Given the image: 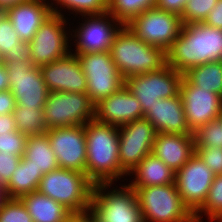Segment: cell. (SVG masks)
I'll return each mask as SVG.
<instances>
[{
  "label": "cell",
  "mask_w": 222,
  "mask_h": 222,
  "mask_svg": "<svg viewBox=\"0 0 222 222\" xmlns=\"http://www.w3.org/2000/svg\"><path fill=\"white\" fill-rule=\"evenodd\" d=\"M157 0H108V13L123 25L145 10L154 8Z\"/></svg>",
  "instance_id": "29"
},
{
  "label": "cell",
  "mask_w": 222,
  "mask_h": 222,
  "mask_svg": "<svg viewBox=\"0 0 222 222\" xmlns=\"http://www.w3.org/2000/svg\"><path fill=\"white\" fill-rule=\"evenodd\" d=\"M204 23L207 26L222 29V0H218L208 17L204 20Z\"/></svg>",
  "instance_id": "42"
},
{
  "label": "cell",
  "mask_w": 222,
  "mask_h": 222,
  "mask_svg": "<svg viewBox=\"0 0 222 222\" xmlns=\"http://www.w3.org/2000/svg\"><path fill=\"white\" fill-rule=\"evenodd\" d=\"M0 222H34L23 202L9 198L0 208Z\"/></svg>",
  "instance_id": "34"
},
{
  "label": "cell",
  "mask_w": 222,
  "mask_h": 222,
  "mask_svg": "<svg viewBox=\"0 0 222 222\" xmlns=\"http://www.w3.org/2000/svg\"><path fill=\"white\" fill-rule=\"evenodd\" d=\"M39 68L49 92L87 93L86 76L72 52Z\"/></svg>",
  "instance_id": "18"
},
{
  "label": "cell",
  "mask_w": 222,
  "mask_h": 222,
  "mask_svg": "<svg viewBox=\"0 0 222 222\" xmlns=\"http://www.w3.org/2000/svg\"><path fill=\"white\" fill-rule=\"evenodd\" d=\"M202 213L212 222L222 216V174L215 175L204 204L193 214L195 222H202Z\"/></svg>",
  "instance_id": "30"
},
{
  "label": "cell",
  "mask_w": 222,
  "mask_h": 222,
  "mask_svg": "<svg viewBox=\"0 0 222 222\" xmlns=\"http://www.w3.org/2000/svg\"><path fill=\"white\" fill-rule=\"evenodd\" d=\"M16 131V124L12 113L0 115V134Z\"/></svg>",
  "instance_id": "43"
},
{
  "label": "cell",
  "mask_w": 222,
  "mask_h": 222,
  "mask_svg": "<svg viewBox=\"0 0 222 222\" xmlns=\"http://www.w3.org/2000/svg\"><path fill=\"white\" fill-rule=\"evenodd\" d=\"M87 18L75 31L73 30L75 34L72 37L76 38V50L73 54L110 51L115 35L123 24L108 12L88 15Z\"/></svg>",
  "instance_id": "17"
},
{
  "label": "cell",
  "mask_w": 222,
  "mask_h": 222,
  "mask_svg": "<svg viewBox=\"0 0 222 222\" xmlns=\"http://www.w3.org/2000/svg\"><path fill=\"white\" fill-rule=\"evenodd\" d=\"M195 147L222 148V111L215 121H211L194 132Z\"/></svg>",
  "instance_id": "31"
},
{
  "label": "cell",
  "mask_w": 222,
  "mask_h": 222,
  "mask_svg": "<svg viewBox=\"0 0 222 222\" xmlns=\"http://www.w3.org/2000/svg\"><path fill=\"white\" fill-rule=\"evenodd\" d=\"M133 173L135 178L128 184L131 188L175 183V172L153 154L147 155L128 175Z\"/></svg>",
  "instance_id": "24"
},
{
  "label": "cell",
  "mask_w": 222,
  "mask_h": 222,
  "mask_svg": "<svg viewBox=\"0 0 222 222\" xmlns=\"http://www.w3.org/2000/svg\"><path fill=\"white\" fill-rule=\"evenodd\" d=\"M66 19L62 15L52 14L40 26L31 47L32 63L40 67L61 59L71 52L68 32L65 30ZM69 48V49H68ZM69 50V51H68Z\"/></svg>",
  "instance_id": "13"
},
{
  "label": "cell",
  "mask_w": 222,
  "mask_h": 222,
  "mask_svg": "<svg viewBox=\"0 0 222 222\" xmlns=\"http://www.w3.org/2000/svg\"><path fill=\"white\" fill-rule=\"evenodd\" d=\"M110 52L124 79L154 72L166 65V52L137 38L126 25L115 35Z\"/></svg>",
  "instance_id": "3"
},
{
  "label": "cell",
  "mask_w": 222,
  "mask_h": 222,
  "mask_svg": "<svg viewBox=\"0 0 222 222\" xmlns=\"http://www.w3.org/2000/svg\"><path fill=\"white\" fill-rule=\"evenodd\" d=\"M21 41L11 21L5 15L0 21V60Z\"/></svg>",
  "instance_id": "36"
},
{
  "label": "cell",
  "mask_w": 222,
  "mask_h": 222,
  "mask_svg": "<svg viewBox=\"0 0 222 222\" xmlns=\"http://www.w3.org/2000/svg\"><path fill=\"white\" fill-rule=\"evenodd\" d=\"M180 96L188 127L194 133L205 124L215 121L222 111V97L215 92L192 85L183 77Z\"/></svg>",
  "instance_id": "16"
},
{
  "label": "cell",
  "mask_w": 222,
  "mask_h": 222,
  "mask_svg": "<svg viewBox=\"0 0 222 222\" xmlns=\"http://www.w3.org/2000/svg\"><path fill=\"white\" fill-rule=\"evenodd\" d=\"M94 106L86 93L49 92L43 108L47 129L85 125L94 119Z\"/></svg>",
  "instance_id": "8"
},
{
  "label": "cell",
  "mask_w": 222,
  "mask_h": 222,
  "mask_svg": "<svg viewBox=\"0 0 222 222\" xmlns=\"http://www.w3.org/2000/svg\"><path fill=\"white\" fill-rule=\"evenodd\" d=\"M144 118L139 100L124 85L118 92L100 100L94 106V119L120 127Z\"/></svg>",
  "instance_id": "19"
},
{
  "label": "cell",
  "mask_w": 222,
  "mask_h": 222,
  "mask_svg": "<svg viewBox=\"0 0 222 222\" xmlns=\"http://www.w3.org/2000/svg\"><path fill=\"white\" fill-rule=\"evenodd\" d=\"M43 175L42 171H38L30 164V160L21 157L17 168L5 185L8 197L20 199L23 195L37 191Z\"/></svg>",
  "instance_id": "26"
},
{
  "label": "cell",
  "mask_w": 222,
  "mask_h": 222,
  "mask_svg": "<svg viewBox=\"0 0 222 222\" xmlns=\"http://www.w3.org/2000/svg\"><path fill=\"white\" fill-rule=\"evenodd\" d=\"M20 200L34 222H71L75 218L64 205L38 191L23 195Z\"/></svg>",
  "instance_id": "23"
},
{
  "label": "cell",
  "mask_w": 222,
  "mask_h": 222,
  "mask_svg": "<svg viewBox=\"0 0 222 222\" xmlns=\"http://www.w3.org/2000/svg\"><path fill=\"white\" fill-rule=\"evenodd\" d=\"M222 60V29L204 22L183 24L180 35L166 51V64L184 74L190 68Z\"/></svg>",
  "instance_id": "1"
},
{
  "label": "cell",
  "mask_w": 222,
  "mask_h": 222,
  "mask_svg": "<svg viewBox=\"0 0 222 222\" xmlns=\"http://www.w3.org/2000/svg\"><path fill=\"white\" fill-rule=\"evenodd\" d=\"M53 3L46 0H29L11 6L5 15L11 21L21 41L30 42L40 26L52 14L62 15V9L53 8Z\"/></svg>",
  "instance_id": "20"
},
{
  "label": "cell",
  "mask_w": 222,
  "mask_h": 222,
  "mask_svg": "<svg viewBox=\"0 0 222 222\" xmlns=\"http://www.w3.org/2000/svg\"><path fill=\"white\" fill-rule=\"evenodd\" d=\"M16 130L26 135H41L48 129L43 108L17 106L13 110Z\"/></svg>",
  "instance_id": "28"
},
{
  "label": "cell",
  "mask_w": 222,
  "mask_h": 222,
  "mask_svg": "<svg viewBox=\"0 0 222 222\" xmlns=\"http://www.w3.org/2000/svg\"><path fill=\"white\" fill-rule=\"evenodd\" d=\"M87 159L85 174L95 185L111 183L126 174L120 168L118 127L93 119L85 124Z\"/></svg>",
  "instance_id": "2"
},
{
  "label": "cell",
  "mask_w": 222,
  "mask_h": 222,
  "mask_svg": "<svg viewBox=\"0 0 222 222\" xmlns=\"http://www.w3.org/2000/svg\"><path fill=\"white\" fill-rule=\"evenodd\" d=\"M144 118L154 126L157 133L194 134L188 127L180 94L157 100L144 113Z\"/></svg>",
  "instance_id": "21"
},
{
  "label": "cell",
  "mask_w": 222,
  "mask_h": 222,
  "mask_svg": "<svg viewBox=\"0 0 222 222\" xmlns=\"http://www.w3.org/2000/svg\"><path fill=\"white\" fill-rule=\"evenodd\" d=\"M218 0H188L180 16L183 24L204 22Z\"/></svg>",
  "instance_id": "33"
},
{
  "label": "cell",
  "mask_w": 222,
  "mask_h": 222,
  "mask_svg": "<svg viewBox=\"0 0 222 222\" xmlns=\"http://www.w3.org/2000/svg\"><path fill=\"white\" fill-rule=\"evenodd\" d=\"M10 82V91L17 106L44 108L48 89L39 67L32 61L4 62Z\"/></svg>",
  "instance_id": "11"
},
{
  "label": "cell",
  "mask_w": 222,
  "mask_h": 222,
  "mask_svg": "<svg viewBox=\"0 0 222 222\" xmlns=\"http://www.w3.org/2000/svg\"><path fill=\"white\" fill-rule=\"evenodd\" d=\"M45 133L59 167L85 173L87 159L85 125L51 128Z\"/></svg>",
  "instance_id": "15"
},
{
  "label": "cell",
  "mask_w": 222,
  "mask_h": 222,
  "mask_svg": "<svg viewBox=\"0 0 222 222\" xmlns=\"http://www.w3.org/2000/svg\"><path fill=\"white\" fill-rule=\"evenodd\" d=\"M120 168L129 174L147 155L156 138L154 126L145 118L118 127Z\"/></svg>",
  "instance_id": "12"
},
{
  "label": "cell",
  "mask_w": 222,
  "mask_h": 222,
  "mask_svg": "<svg viewBox=\"0 0 222 222\" xmlns=\"http://www.w3.org/2000/svg\"><path fill=\"white\" fill-rule=\"evenodd\" d=\"M187 1L188 0H157L155 7L181 16Z\"/></svg>",
  "instance_id": "40"
},
{
  "label": "cell",
  "mask_w": 222,
  "mask_h": 222,
  "mask_svg": "<svg viewBox=\"0 0 222 222\" xmlns=\"http://www.w3.org/2000/svg\"><path fill=\"white\" fill-rule=\"evenodd\" d=\"M16 105V99L10 90L0 91V115L13 113Z\"/></svg>",
  "instance_id": "41"
},
{
  "label": "cell",
  "mask_w": 222,
  "mask_h": 222,
  "mask_svg": "<svg viewBox=\"0 0 222 222\" xmlns=\"http://www.w3.org/2000/svg\"><path fill=\"white\" fill-rule=\"evenodd\" d=\"M5 16V10L0 8V21Z\"/></svg>",
  "instance_id": "48"
},
{
  "label": "cell",
  "mask_w": 222,
  "mask_h": 222,
  "mask_svg": "<svg viewBox=\"0 0 222 222\" xmlns=\"http://www.w3.org/2000/svg\"><path fill=\"white\" fill-rule=\"evenodd\" d=\"M10 90V82L8 77V70L0 60V91Z\"/></svg>",
  "instance_id": "44"
},
{
  "label": "cell",
  "mask_w": 222,
  "mask_h": 222,
  "mask_svg": "<svg viewBox=\"0 0 222 222\" xmlns=\"http://www.w3.org/2000/svg\"><path fill=\"white\" fill-rule=\"evenodd\" d=\"M184 77L194 86L215 92L222 97V60L192 67Z\"/></svg>",
  "instance_id": "27"
},
{
  "label": "cell",
  "mask_w": 222,
  "mask_h": 222,
  "mask_svg": "<svg viewBox=\"0 0 222 222\" xmlns=\"http://www.w3.org/2000/svg\"><path fill=\"white\" fill-rule=\"evenodd\" d=\"M152 154L175 173L195 154L194 134H156Z\"/></svg>",
  "instance_id": "22"
},
{
  "label": "cell",
  "mask_w": 222,
  "mask_h": 222,
  "mask_svg": "<svg viewBox=\"0 0 222 222\" xmlns=\"http://www.w3.org/2000/svg\"><path fill=\"white\" fill-rule=\"evenodd\" d=\"M32 61L29 42L19 41L13 50H9L1 59L2 62Z\"/></svg>",
  "instance_id": "39"
},
{
  "label": "cell",
  "mask_w": 222,
  "mask_h": 222,
  "mask_svg": "<svg viewBox=\"0 0 222 222\" xmlns=\"http://www.w3.org/2000/svg\"><path fill=\"white\" fill-rule=\"evenodd\" d=\"M109 186L111 183L94 185L89 214L98 222H143L135 190L123 185L108 191Z\"/></svg>",
  "instance_id": "6"
},
{
  "label": "cell",
  "mask_w": 222,
  "mask_h": 222,
  "mask_svg": "<svg viewBox=\"0 0 222 222\" xmlns=\"http://www.w3.org/2000/svg\"><path fill=\"white\" fill-rule=\"evenodd\" d=\"M184 74L169 65L160 70L125 79L127 89L139 100L143 113L157 100L178 96Z\"/></svg>",
  "instance_id": "9"
},
{
  "label": "cell",
  "mask_w": 222,
  "mask_h": 222,
  "mask_svg": "<svg viewBox=\"0 0 222 222\" xmlns=\"http://www.w3.org/2000/svg\"><path fill=\"white\" fill-rule=\"evenodd\" d=\"M132 189L135 190L143 222H195L175 183Z\"/></svg>",
  "instance_id": "5"
},
{
  "label": "cell",
  "mask_w": 222,
  "mask_h": 222,
  "mask_svg": "<svg viewBox=\"0 0 222 222\" xmlns=\"http://www.w3.org/2000/svg\"><path fill=\"white\" fill-rule=\"evenodd\" d=\"M93 188L85 173L58 168L43 175L37 191L78 216L89 213Z\"/></svg>",
  "instance_id": "4"
},
{
  "label": "cell",
  "mask_w": 222,
  "mask_h": 222,
  "mask_svg": "<svg viewBox=\"0 0 222 222\" xmlns=\"http://www.w3.org/2000/svg\"><path fill=\"white\" fill-rule=\"evenodd\" d=\"M29 0H0V8L6 10L11 6H15L19 3H23Z\"/></svg>",
  "instance_id": "45"
},
{
  "label": "cell",
  "mask_w": 222,
  "mask_h": 222,
  "mask_svg": "<svg viewBox=\"0 0 222 222\" xmlns=\"http://www.w3.org/2000/svg\"><path fill=\"white\" fill-rule=\"evenodd\" d=\"M75 55L86 76V94L94 105L125 85V79L113 62L110 51Z\"/></svg>",
  "instance_id": "7"
},
{
  "label": "cell",
  "mask_w": 222,
  "mask_h": 222,
  "mask_svg": "<svg viewBox=\"0 0 222 222\" xmlns=\"http://www.w3.org/2000/svg\"><path fill=\"white\" fill-rule=\"evenodd\" d=\"M77 222H98L95 218H93L89 213L75 216L74 218Z\"/></svg>",
  "instance_id": "46"
},
{
  "label": "cell",
  "mask_w": 222,
  "mask_h": 222,
  "mask_svg": "<svg viewBox=\"0 0 222 222\" xmlns=\"http://www.w3.org/2000/svg\"><path fill=\"white\" fill-rule=\"evenodd\" d=\"M27 135L19 131L0 134V151L23 157Z\"/></svg>",
  "instance_id": "35"
},
{
  "label": "cell",
  "mask_w": 222,
  "mask_h": 222,
  "mask_svg": "<svg viewBox=\"0 0 222 222\" xmlns=\"http://www.w3.org/2000/svg\"><path fill=\"white\" fill-rule=\"evenodd\" d=\"M195 153L215 175L222 174V148L195 147Z\"/></svg>",
  "instance_id": "37"
},
{
  "label": "cell",
  "mask_w": 222,
  "mask_h": 222,
  "mask_svg": "<svg viewBox=\"0 0 222 222\" xmlns=\"http://www.w3.org/2000/svg\"><path fill=\"white\" fill-rule=\"evenodd\" d=\"M126 26L146 44L166 52L180 35L183 22L178 14L154 7L134 17Z\"/></svg>",
  "instance_id": "10"
},
{
  "label": "cell",
  "mask_w": 222,
  "mask_h": 222,
  "mask_svg": "<svg viewBox=\"0 0 222 222\" xmlns=\"http://www.w3.org/2000/svg\"><path fill=\"white\" fill-rule=\"evenodd\" d=\"M60 8L74 10L76 14H82V17L88 15H100L108 12V0H53Z\"/></svg>",
  "instance_id": "32"
},
{
  "label": "cell",
  "mask_w": 222,
  "mask_h": 222,
  "mask_svg": "<svg viewBox=\"0 0 222 222\" xmlns=\"http://www.w3.org/2000/svg\"><path fill=\"white\" fill-rule=\"evenodd\" d=\"M21 157L0 151V184L6 185L17 168Z\"/></svg>",
  "instance_id": "38"
},
{
  "label": "cell",
  "mask_w": 222,
  "mask_h": 222,
  "mask_svg": "<svg viewBox=\"0 0 222 222\" xmlns=\"http://www.w3.org/2000/svg\"><path fill=\"white\" fill-rule=\"evenodd\" d=\"M23 158L43 174L60 168L46 133L27 135Z\"/></svg>",
  "instance_id": "25"
},
{
  "label": "cell",
  "mask_w": 222,
  "mask_h": 222,
  "mask_svg": "<svg viewBox=\"0 0 222 222\" xmlns=\"http://www.w3.org/2000/svg\"><path fill=\"white\" fill-rule=\"evenodd\" d=\"M214 177L196 153L175 173L177 191L192 214L204 204Z\"/></svg>",
  "instance_id": "14"
},
{
  "label": "cell",
  "mask_w": 222,
  "mask_h": 222,
  "mask_svg": "<svg viewBox=\"0 0 222 222\" xmlns=\"http://www.w3.org/2000/svg\"><path fill=\"white\" fill-rule=\"evenodd\" d=\"M9 199L4 185L0 184V208L5 204Z\"/></svg>",
  "instance_id": "47"
},
{
  "label": "cell",
  "mask_w": 222,
  "mask_h": 222,
  "mask_svg": "<svg viewBox=\"0 0 222 222\" xmlns=\"http://www.w3.org/2000/svg\"><path fill=\"white\" fill-rule=\"evenodd\" d=\"M217 222H222V216L217 220Z\"/></svg>",
  "instance_id": "49"
}]
</instances>
